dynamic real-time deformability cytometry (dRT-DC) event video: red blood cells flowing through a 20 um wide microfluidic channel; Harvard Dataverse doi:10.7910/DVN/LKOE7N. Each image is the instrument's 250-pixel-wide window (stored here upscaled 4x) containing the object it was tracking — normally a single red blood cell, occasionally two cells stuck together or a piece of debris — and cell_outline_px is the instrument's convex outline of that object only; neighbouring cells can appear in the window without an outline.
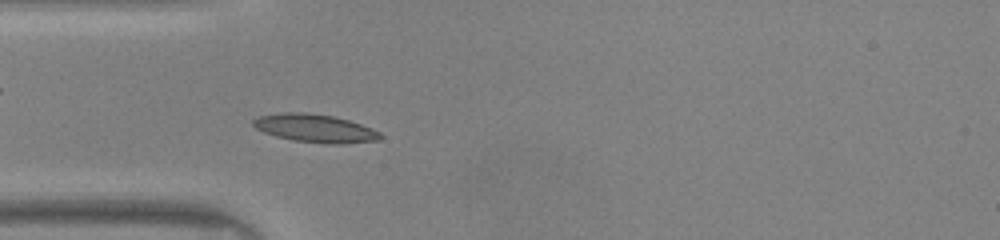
{"species": "common noctule bat (a hibernating species)", "species_latin": "Nyctalus noctula", "temperature_condition": "warm", "stored_images_in_passage": 45, "camera_frame_rate_fps": 3000, "um_per_image_px": 0.085, "animal": {"sex": "male", "body_mass_g": 20.0, "forearm_length_mm": 53.3}, "frame": {"image": 1, "passage_image": 10, "time_ms": 3.0, "image_size_px": [1000, 240], "cell_outline_px": [[384, 136], [380, 140], [340, 144], [328, 144], [292, 140], [276, 136], [264, 132], [256, 128], [252, 124], [252, 120], [260, 116], [280, 112], [304, 112], [332, 116], [348, 120], [372, 128], [380, 132]], "centroid_in_image_um": [26.79, 10.91], "position_along_channel_um": 58.2, "area_um2": 20.87}}
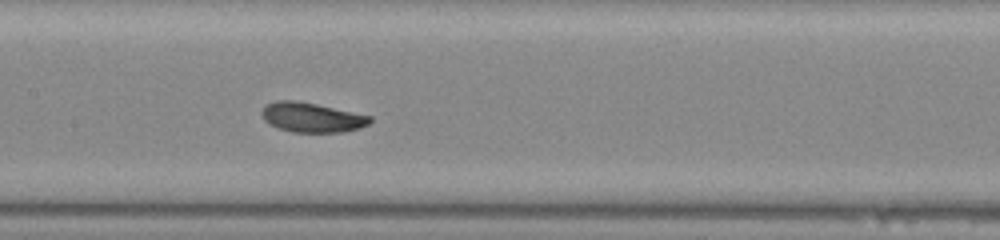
{"frame": {"image": 2, "passage_image": 19, "time_ms": 6.0, "image_size_px": [1000, 240], "cell_outline_px": [[372, 120], [368, 124], [360, 128], [344, 132], [292, 132], [280, 128], [264, 120], [260, 112], [264, 104], [276, 100], [296, 100], [316, 104], [372, 116]], "centroid_in_image_um": [26.49, 9.97], "position_along_channel_um": 180.9, "area_um2": 18.73}}
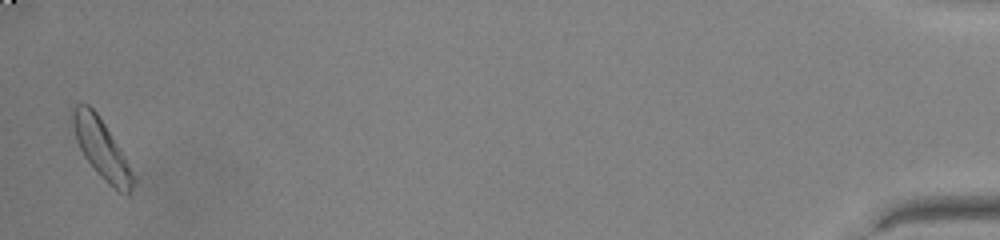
{"frame": {"image": 3, "passage_image": 44, "time_ms": 14.333, "image_size_px": [1000, 240], "cell_outline_px": [[132, 188], [128, 196], [120, 192], [108, 184], [96, 172], [84, 156], [76, 140], [68, 116], [72, 108], [76, 104], [88, 104], [96, 112], [120, 148], [128, 164], [132, 176]], "centroid_in_image_um": [8.54, 12.59], "position_along_channel_um": 426.7, "area_um2": 20.63}, "authors_computed_cell_mechanics": {"area_um2": 18.8428, "velocity_mm_per_s": 4.1213, "shape_relaxation_time_tau1_ms": 1.9176, "shape_relaxation_time_tau2_ms": 8.0011, "deformation_change_tau1": 0.1175, "deformation_change_tau2": 0.1315}}